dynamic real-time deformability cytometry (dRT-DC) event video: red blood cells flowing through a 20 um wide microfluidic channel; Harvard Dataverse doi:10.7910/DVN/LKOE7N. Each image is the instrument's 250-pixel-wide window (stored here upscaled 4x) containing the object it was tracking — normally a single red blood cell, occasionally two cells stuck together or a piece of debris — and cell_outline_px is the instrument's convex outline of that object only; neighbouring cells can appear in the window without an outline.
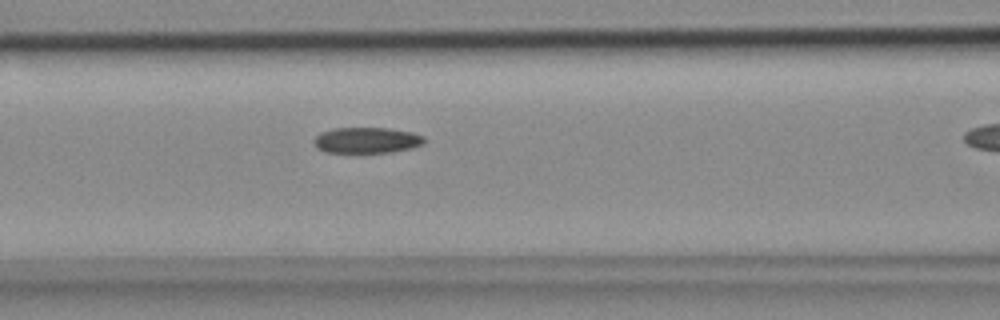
{"species": "common noctule bat (a hibernating species)", "species_latin": "Nyctalus noctula", "temperature_condition": "cold", "stored_images_in_passage": 27, "camera_frame_rate_fps": 3000, "um_per_image_px": 0.085, "animal": {"sex": "female", "body_mass_g": 18.4}, "frame": {"image": 1, "passage_image": 6, "time_ms": 1.667, "image_size_px": [1000, 320], "cell_outline_px": [[424, 144], [412, 148], [392, 152], [324, 152], [316, 148], [312, 140], [320, 132], [332, 128], [392, 128], [412, 132], [424, 136]], "centroid_in_image_um": [31.16, 11.91], "position_along_channel_um": 135.4, "area_um2": 16.82}}
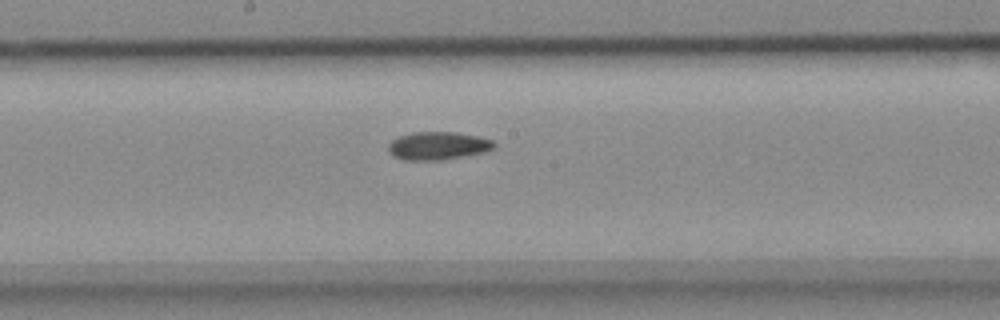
{"frame": {"image": 2, "passage_image": 12, "time_ms": 3.667, "image_size_px": [1000, 320], "cell_outline_px": [[496, 148], [484, 152], [440, 160], [404, 160], [392, 156], [388, 152], [388, 144], [392, 140], [400, 136], [412, 132], [456, 132], [476, 136], [492, 140], [496, 144]], "centroid_in_image_um": [37.2, 12.39], "position_along_channel_um": 211.0, "area_um2": 17.28}}
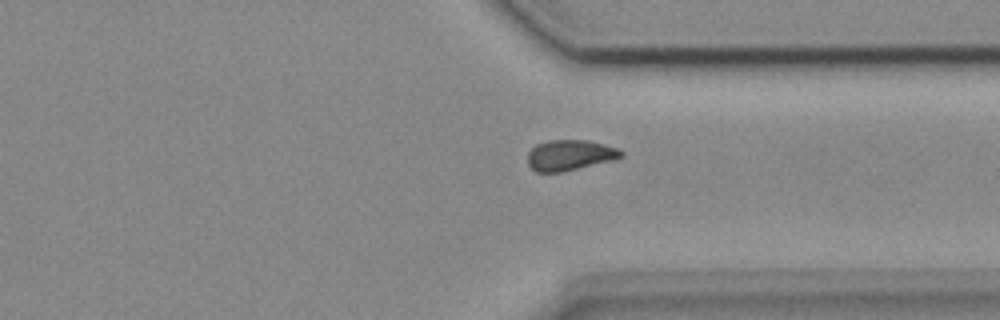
{"frame": {"image": 3, "passage_image": 24, "time_ms": 7.667, "image_size_px": [1000, 320], "cell_outline_px": [[624, 156], [616, 160], [564, 172], [536, 172], [528, 164], [528, 152], [536, 144], [548, 140], [588, 140], [604, 144], [616, 148], [624, 152]], "centroid_in_image_um": [48.47, 13.19], "position_along_channel_um": 362.9, "area_um2": 16.94}}